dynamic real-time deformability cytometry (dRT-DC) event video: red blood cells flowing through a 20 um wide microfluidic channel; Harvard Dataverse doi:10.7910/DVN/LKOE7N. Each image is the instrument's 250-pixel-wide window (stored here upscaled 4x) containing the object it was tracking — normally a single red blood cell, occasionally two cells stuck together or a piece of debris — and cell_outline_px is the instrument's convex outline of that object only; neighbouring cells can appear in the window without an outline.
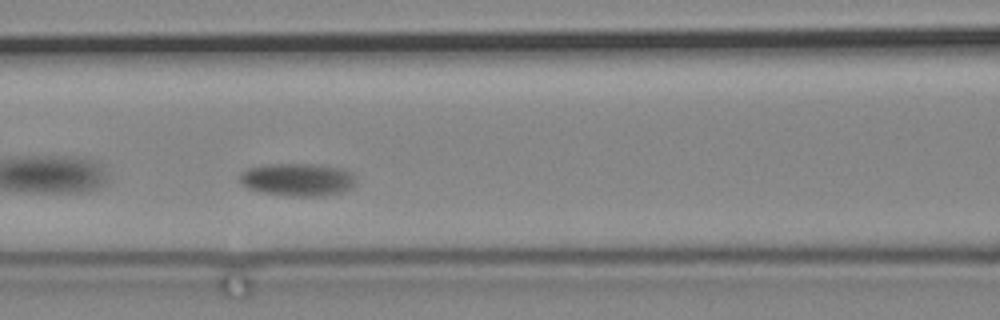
{"species": "common noctule bat (a hibernating species)", "species_latin": "Nyctalus noctula", "temperature_condition": "cold", "stored_images_in_passage": 43, "camera_frame_rate_fps": 3000, "um_per_image_px": 0.085, "animal": {"sex": "male", "body_mass_g": 19.2, "forearm_length_mm": 51.8}, "frame": {"image": 1, "passage_image": 8, "time_ms": 2.333, "image_size_px": [1000, 320], "cell_outline_px": [[356, 184], [352, 188], [340, 192], [320, 196], [296, 196], [264, 192], [248, 188], [240, 184], [240, 176], [248, 168], [268, 164], [316, 164], [344, 168], [352, 172]], "centroid_in_image_um": [25.34, 15.25], "position_along_channel_um": 141.3, "area_um2": 22.08}}
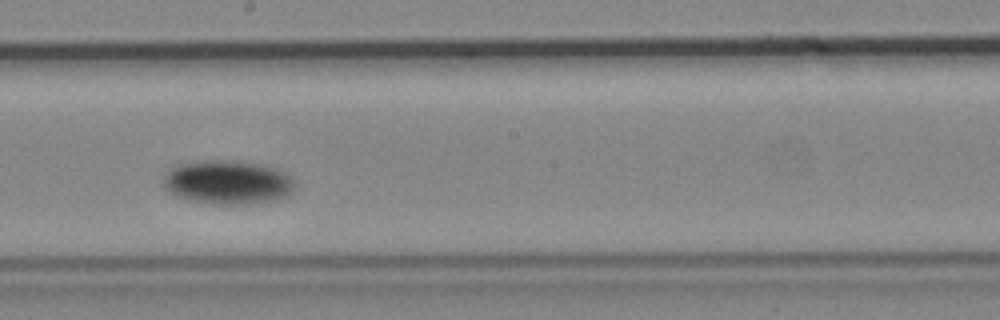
{"frame": {"image": 2, "passage_image": 17, "time_ms": 5.333, "image_size_px": [1000, 320], "cell_outline_px": [[296, 188], [292, 192], [284, 196], [272, 200], [248, 204], [212, 204], [188, 200], [176, 196], [168, 192], [164, 188], [164, 176], [176, 164], [208, 160], [232, 160], [260, 164], [276, 168], [288, 176], [292, 180]], "centroid_in_image_um": [19.32, 15.49], "position_along_channel_um": 228.9, "area_um2": 33.58}}